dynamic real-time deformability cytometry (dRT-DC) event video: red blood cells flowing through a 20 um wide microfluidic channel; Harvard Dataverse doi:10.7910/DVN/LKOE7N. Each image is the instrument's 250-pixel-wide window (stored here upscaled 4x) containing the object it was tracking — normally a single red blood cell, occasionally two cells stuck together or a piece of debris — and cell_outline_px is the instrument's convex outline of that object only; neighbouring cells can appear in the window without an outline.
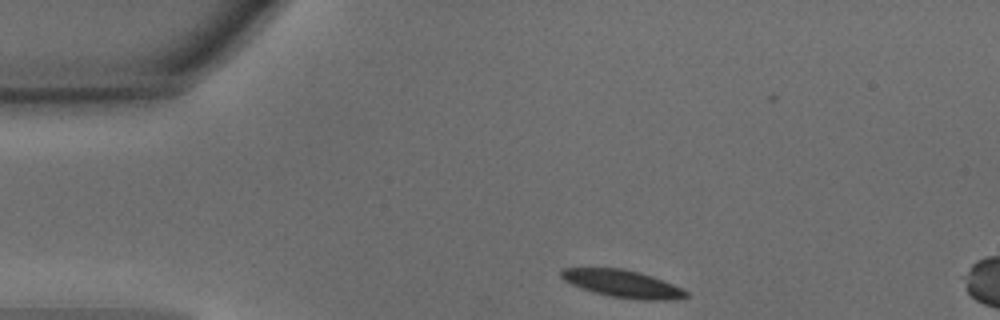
{"species": "common noctule bat (a hibernating species)", "species_latin": "Nyctalus noctula", "temperature_condition": "warm", "stored_images_in_passage": 29, "camera_frame_rate_fps": 3000, "um_per_image_px": 0.085, "animal": {"sex": "male", "body_mass_g": 15.6}, "frame": {"image": 1, "passage_image": 1, "time_ms": 0.0, "image_size_px": [1000, 320], "cell_outline_px": [[688, 296], [676, 300], [640, 300], [612, 296], [592, 292], [580, 288], [564, 280], [560, 276], [560, 272], [564, 268], [620, 268], [640, 272], [652, 276], [684, 288], [688, 292]], "centroid_in_image_um": [52.96, 24.12], "position_along_channel_um": 32.0, "area_um2": 20.06}}
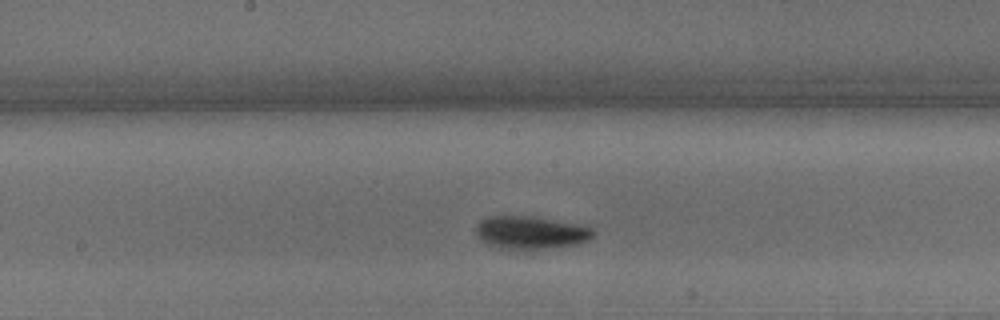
{"frame": {"image": 2, "passage_image": 16, "time_ms": 5.0, "image_size_px": [1000, 320], "cell_outline_px": [[596, 232], [588, 240], [576, 244], [544, 248], [496, 248], [480, 240], [476, 232], [476, 228], [480, 220], [488, 216], [532, 216], [592, 228]], "centroid_in_image_um": [45.05, 19.76], "position_along_channel_um": 203.1, "area_um2": 21.91}}
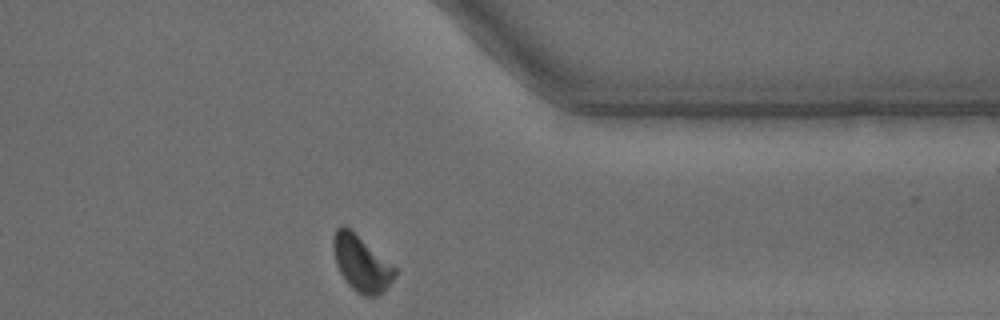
{"frame": {"image": 3, "passage_image": 29, "time_ms": 9.333, "image_size_px": [1000, 320], "cell_outline_px": [[396, 276], [388, 288], [376, 296], [364, 296], [356, 292], [344, 280], [336, 264], [332, 248], [332, 240], [336, 228], [340, 224], [344, 224], [396, 268]], "centroid_in_image_um": [30.69, 22.4], "position_along_channel_um": 380.7, "area_um2": 20.0}, "authors_computed_cell_mechanics": {"area_um2": 21.0392, "velocity_mm_per_s": 4.3134, "shape_relaxation_time_tau1_ms": 2.6938, "shape_relaxation_time_tau2_ms": 4.8166, "deformation_change_tau1": 0.1295, "deformation_change_tau2": 0.1085}}